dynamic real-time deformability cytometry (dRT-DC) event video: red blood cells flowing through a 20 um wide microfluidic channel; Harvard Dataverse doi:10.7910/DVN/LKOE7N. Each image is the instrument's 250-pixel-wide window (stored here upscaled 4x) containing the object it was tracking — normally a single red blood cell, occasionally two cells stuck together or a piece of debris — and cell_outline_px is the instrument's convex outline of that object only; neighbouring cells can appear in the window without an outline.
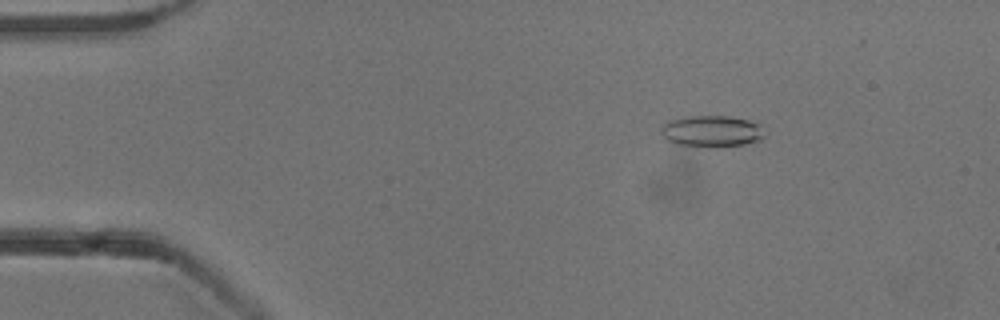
{"species": "common noctule bat (a hibernating species)", "species_latin": "Nyctalus noctula", "temperature_condition": "cold", "stored_images_in_passage": 5, "camera_frame_rate_fps": 3000, "um_per_image_px": 0.085, "animal": {"sex": "male", "body_mass_g": 13.3}, "frame": {"image": 1, "passage_image": 3, "time_ms": 2.333, "image_size_px": [1000, 320], "cell_outline_px": [[764, 136], [760, 140], [744, 144], [716, 148], [708, 148], [676, 144], [668, 140], [660, 132], [660, 128], [668, 120], [688, 116], [728, 116], [748, 120], [760, 124]], "centroid_in_image_um": [60.47, 11.17], "position_along_channel_um": 24.5, "area_um2": 19.19}}